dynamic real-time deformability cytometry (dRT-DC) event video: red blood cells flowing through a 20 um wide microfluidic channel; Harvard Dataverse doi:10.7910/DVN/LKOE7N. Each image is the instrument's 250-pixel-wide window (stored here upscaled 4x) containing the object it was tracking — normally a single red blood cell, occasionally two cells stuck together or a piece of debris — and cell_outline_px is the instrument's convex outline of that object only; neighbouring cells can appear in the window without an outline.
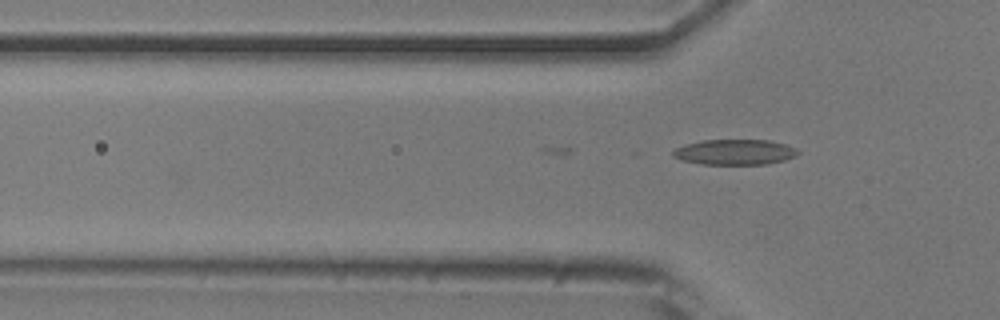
{"species": "common noctule bat (a hibernating species)", "species_latin": "Nyctalus noctula", "temperature_condition": "room temperature", "stored_images_in_passage": 3, "camera_frame_rate_fps": 3000, "um_per_image_px": 0.085, "animal": {"sex": "male", "body_mass_g": 20.5, "forearm_length_mm": 52.5}, "frame": {"image": 1, "passage_image": 3, "time_ms": 0.667, "image_size_px": [1000, 320], "cell_outline_px": [[800, 152], [796, 156], [784, 160], [764, 164], [700, 164], [680, 160], [672, 156], [672, 152], [676, 148], [684, 144], [704, 140], [768, 140], [784, 144], [796, 148]], "centroid_in_image_um": [62.43, 12.93], "position_along_channel_um": 63.4, "area_um2": 18.5}}